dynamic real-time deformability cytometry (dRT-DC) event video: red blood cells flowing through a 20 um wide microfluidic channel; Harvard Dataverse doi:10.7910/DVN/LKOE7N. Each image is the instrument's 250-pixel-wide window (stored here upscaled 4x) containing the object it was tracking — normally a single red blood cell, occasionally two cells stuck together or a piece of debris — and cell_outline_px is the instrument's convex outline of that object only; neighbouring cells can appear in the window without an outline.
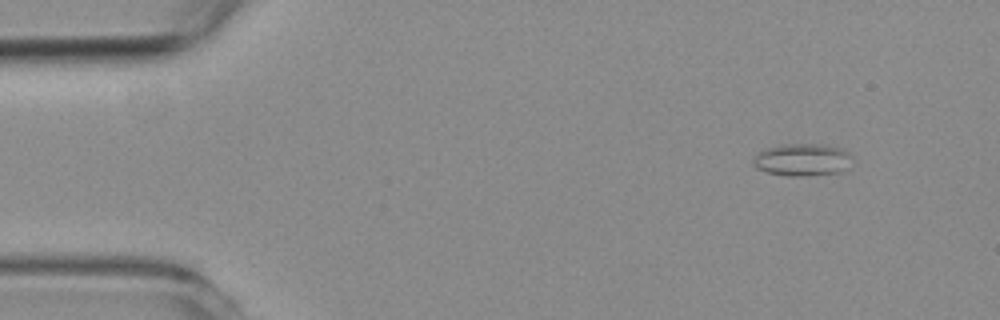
{"species": "common noctule bat (a hibernating species)", "species_latin": "Nyctalus noctula", "temperature_condition": "room temperature", "stored_images_in_passage": 53, "camera_frame_rate_fps": 3000, "um_per_image_px": 0.085, "animal": {"sex": "female", "body_mass_g": 19.3, "forearm_length_mm": 54.1}, "frame": {"image": 1, "passage_image": 1, "time_ms": 0.0, "image_size_px": [1000, 320], "cell_outline_px": [[852, 156], [840, 172], [808, 176], [788, 176], [768, 172], [756, 168], [752, 160], [756, 152], [764, 148], [784, 144], [824, 144], [840, 148], [848, 152]], "centroid_in_image_um": [68.13, 13.57], "position_along_channel_um": 16.9, "area_um2": 18.61}}
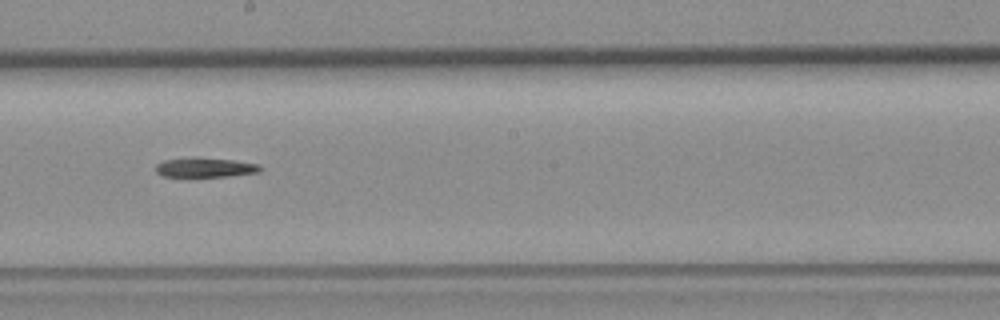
{"frame": {"image": 2, "passage_image": 27, "time_ms": 8.667, "image_size_px": [1000, 320], "cell_outline_px": [[260, 172], [228, 176], [160, 176], [156, 172], [156, 164], [164, 160], [232, 160], [256, 164], [260, 168]], "centroid_in_image_um": [17.42, 14.28], "position_along_channel_um": 230.8, "area_um2": 10.87}}
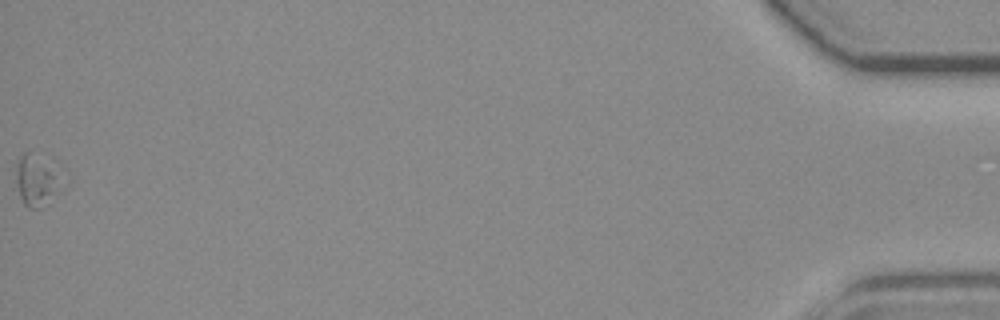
{"frame": {"image": 3, "passage_image": 53, "time_ms": 17.333, "image_size_px": [1000, 320], "cell_outline_px": [[68, 184], [64, 192], [36, 208], [28, 208], [24, 204], [20, 196], [16, 180], [16, 160], [24, 152], [28, 152], [52, 156], [64, 164], [68, 168]], "centroid_in_image_um": [3.41, 15.17], "position_along_channel_um": 431.8, "area_um2": 16.3}, "authors_computed_cell_mechanics": {"area_um2": 12.8894, "velocity_mm_per_s": 3.5728, "shape_relaxation_time_tau1_ms": 10.9553, "shape_relaxation_time_tau2_ms": null, "deformation_change_tau1": 0.26, "deformation_change_tau2": null}}